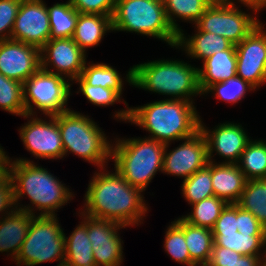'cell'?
<instances>
[{"label": "cell", "instance_id": "obj_1", "mask_svg": "<svg viewBox=\"0 0 266 266\" xmlns=\"http://www.w3.org/2000/svg\"><path fill=\"white\" fill-rule=\"evenodd\" d=\"M114 170L115 173L105 172V167H102L100 172H95L85 193V205L80 214L111 220L124 227L139 225L148 210L141 194L143 191L131 186Z\"/></svg>", "mask_w": 266, "mask_h": 266}, {"label": "cell", "instance_id": "obj_2", "mask_svg": "<svg viewBox=\"0 0 266 266\" xmlns=\"http://www.w3.org/2000/svg\"><path fill=\"white\" fill-rule=\"evenodd\" d=\"M194 102L185 100L165 99L154 101L134 108L115 113L116 119L136 124L151 133L148 138L170 143L175 140H185L200 131L201 118Z\"/></svg>", "mask_w": 266, "mask_h": 266}, {"label": "cell", "instance_id": "obj_3", "mask_svg": "<svg viewBox=\"0 0 266 266\" xmlns=\"http://www.w3.org/2000/svg\"><path fill=\"white\" fill-rule=\"evenodd\" d=\"M9 176L13 185L15 208L32 215L36 213L34 212L35 207L41 211L39 215L55 216L57 215L55 212L74 197V194L62 181L60 182L46 168L37 166L36 163L26 158H18L13 161L11 158ZM24 195L28 196L31 204L21 207L18 201Z\"/></svg>", "mask_w": 266, "mask_h": 266}, {"label": "cell", "instance_id": "obj_4", "mask_svg": "<svg viewBox=\"0 0 266 266\" xmlns=\"http://www.w3.org/2000/svg\"><path fill=\"white\" fill-rule=\"evenodd\" d=\"M198 69L184 61L159 59L134 65L126 74V80L139 89L193 102L192 96L203 95Z\"/></svg>", "mask_w": 266, "mask_h": 266}, {"label": "cell", "instance_id": "obj_5", "mask_svg": "<svg viewBox=\"0 0 266 266\" xmlns=\"http://www.w3.org/2000/svg\"><path fill=\"white\" fill-rule=\"evenodd\" d=\"M116 140L111 153L114 168L131 186L145 191L156 172H162L166 144L148 137Z\"/></svg>", "mask_w": 266, "mask_h": 266}, {"label": "cell", "instance_id": "obj_6", "mask_svg": "<svg viewBox=\"0 0 266 266\" xmlns=\"http://www.w3.org/2000/svg\"><path fill=\"white\" fill-rule=\"evenodd\" d=\"M211 231L213 246L225 247L241 255L266 257V229L237 203L225 206ZM261 248H265L263 253Z\"/></svg>", "mask_w": 266, "mask_h": 266}, {"label": "cell", "instance_id": "obj_7", "mask_svg": "<svg viewBox=\"0 0 266 266\" xmlns=\"http://www.w3.org/2000/svg\"><path fill=\"white\" fill-rule=\"evenodd\" d=\"M56 120L64 156L72 152L99 168L106 167V161L111 159L112 142L107 140L106 134L96 122L71 109L57 114Z\"/></svg>", "mask_w": 266, "mask_h": 266}, {"label": "cell", "instance_id": "obj_8", "mask_svg": "<svg viewBox=\"0 0 266 266\" xmlns=\"http://www.w3.org/2000/svg\"><path fill=\"white\" fill-rule=\"evenodd\" d=\"M112 29L152 36L173 48L178 41V34L167 21L163 0H117Z\"/></svg>", "mask_w": 266, "mask_h": 266}, {"label": "cell", "instance_id": "obj_9", "mask_svg": "<svg viewBox=\"0 0 266 266\" xmlns=\"http://www.w3.org/2000/svg\"><path fill=\"white\" fill-rule=\"evenodd\" d=\"M58 222L57 215H33L27 236L15 259L17 266L65 262V234Z\"/></svg>", "mask_w": 266, "mask_h": 266}, {"label": "cell", "instance_id": "obj_10", "mask_svg": "<svg viewBox=\"0 0 266 266\" xmlns=\"http://www.w3.org/2000/svg\"><path fill=\"white\" fill-rule=\"evenodd\" d=\"M66 79L42 68L30 76L23 83L26 114L36 115V108L43 112L45 117L69 110L66 105L71 94V84L70 80Z\"/></svg>", "mask_w": 266, "mask_h": 266}, {"label": "cell", "instance_id": "obj_11", "mask_svg": "<svg viewBox=\"0 0 266 266\" xmlns=\"http://www.w3.org/2000/svg\"><path fill=\"white\" fill-rule=\"evenodd\" d=\"M260 21L238 6H221L212 3L195 23L200 31L225 37L233 45L239 44Z\"/></svg>", "mask_w": 266, "mask_h": 266}, {"label": "cell", "instance_id": "obj_12", "mask_svg": "<svg viewBox=\"0 0 266 266\" xmlns=\"http://www.w3.org/2000/svg\"><path fill=\"white\" fill-rule=\"evenodd\" d=\"M237 76L255 89L266 82V30L260 22L235 45Z\"/></svg>", "mask_w": 266, "mask_h": 266}, {"label": "cell", "instance_id": "obj_13", "mask_svg": "<svg viewBox=\"0 0 266 266\" xmlns=\"http://www.w3.org/2000/svg\"><path fill=\"white\" fill-rule=\"evenodd\" d=\"M28 123L19 129L21 140L25 148L36 158L58 159L64 158L60 129L56 115L48 116L49 121L39 117L24 115Z\"/></svg>", "mask_w": 266, "mask_h": 266}, {"label": "cell", "instance_id": "obj_14", "mask_svg": "<svg viewBox=\"0 0 266 266\" xmlns=\"http://www.w3.org/2000/svg\"><path fill=\"white\" fill-rule=\"evenodd\" d=\"M40 59L43 70L61 75L70 81L81 75L87 62L86 53L72 38L49 39L40 48ZM50 66L54 67L55 72Z\"/></svg>", "mask_w": 266, "mask_h": 266}, {"label": "cell", "instance_id": "obj_15", "mask_svg": "<svg viewBox=\"0 0 266 266\" xmlns=\"http://www.w3.org/2000/svg\"><path fill=\"white\" fill-rule=\"evenodd\" d=\"M170 143L165 145L162 172L187 179L193 173L205 168L208 160V145L205 135L198 131L185 139L177 148L169 151Z\"/></svg>", "mask_w": 266, "mask_h": 266}, {"label": "cell", "instance_id": "obj_16", "mask_svg": "<svg viewBox=\"0 0 266 266\" xmlns=\"http://www.w3.org/2000/svg\"><path fill=\"white\" fill-rule=\"evenodd\" d=\"M11 39L39 49L51 39L49 13L43 0H22Z\"/></svg>", "mask_w": 266, "mask_h": 266}, {"label": "cell", "instance_id": "obj_17", "mask_svg": "<svg viewBox=\"0 0 266 266\" xmlns=\"http://www.w3.org/2000/svg\"><path fill=\"white\" fill-rule=\"evenodd\" d=\"M125 228L117 222L87 215V234L92 244L96 266H120L123 246L118 230Z\"/></svg>", "mask_w": 266, "mask_h": 266}, {"label": "cell", "instance_id": "obj_18", "mask_svg": "<svg viewBox=\"0 0 266 266\" xmlns=\"http://www.w3.org/2000/svg\"><path fill=\"white\" fill-rule=\"evenodd\" d=\"M41 68L40 49L21 41H0V73L24 83Z\"/></svg>", "mask_w": 266, "mask_h": 266}, {"label": "cell", "instance_id": "obj_19", "mask_svg": "<svg viewBox=\"0 0 266 266\" xmlns=\"http://www.w3.org/2000/svg\"><path fill=\"white\" fill-rule=\"evenodd\" d=\"M200 121V131L205 135L208 145V160L212 161L215 151L217 155L226 159L225 163L237 164L242 151L251 140L241 124L225 122L217 125L215 129H207Z\"/></svg>", "mask_w": 266, "mask_h": 266}, {"label": "cell", "instance_id": "obj_20", "mask_svg": "<svg viewBox=\"0 0 266 266\" xmlns=\"http://www.w3.org/2000/svg\"><path fill=\"white\" fill-rule=\"evenodd\" d=\"M246 178L238 164L211 161V182L214 196L228 204L238 203L245 187Z\"/></svg>", "mask_w": 266, "mask_h": 266}, {"label": "cell", "instance_id": "obj_21", "mask_svg": "<svg viewBox=\"0 0 266 266\" xmlns=\"http://www.w3.org/2000/svg\"><path fill=\"white\" fill-rule=\"evenodd\" d=\"M33 215L14 208L0 220V252H10L15 261L24 242Z\"/></svg>", "mask_w": 266, "mask_h": 266}, {"label": "cell", "instance_id": "obj_22", "mask_svg": "<svg viewBox=\"0 0 266 266\" xmlns=\"http://www.w3.org/2000/svg\"><path fill=\"white\" fill-rule=\"evenodd\" d=\"M236 65L237 55L235 45L207 57L203 61L202 69H198L201 92L203 93L213 83L224 82L236 76Z\"/></svg>", "mask_w": 266, "mask_h": 266}, {"label": "cell", "instance_id": "obj_23", "mask_svg": "<svg viewBox=\"0 0 266 266\" xmlns=\"http://www.w3.org/2000/svg\"><path fill=\"white\" fill-rule=\"evenodd\" d=\"M194 36L186 38L182 30L178 34L176 48H183L185 53L195 59H203V61L218 52L229 49L233 44L225 37L215 33L200 31L196 29Z\"/></svg>", "mask_w": 266, "mask_h": 266}, {"label": "cell", "instance_id": "obj_24", "mask_svg": "<svg viewBox=\"0 0 266 266\" xmlns=\"http://www.w3.org/2000/svg\"><path fill=\"white\" fill-rule=\"evenodd\" d=\"M109 31H113L112 17L78 13L72 39L86 53L88 48L98 46L106 32Z\"/></svg>", "mask_w": 266, "mask_h": 266}, {"label": "cell", "instance_id": "obj_25", "mask_svg": "<svg viewBox=\"0 0 266 266\" xmlns=\"http://www.w3.org/2000/svg\"><path fill=\"white\" fill-rule=\"evenodd\" d=\"M81 215V224L74 228L69 237L65 235V263L69 266H96L87 234V215Z\"/></svg>", "mask_w": 266, "mask_h": 266}, {"label": "cell", "instance_id": "obj_26", "mask_svg": "<svg viewBox=\"0 0 266 266\" xmlns=\"http://www.w3.org/2000/svg\"><path fill=\"white\" fill-rule=\"evenodd\" d=\"M183 232L190 260L196 266H206L210 260L214 237L211 229L194 226L183 219Z\"/></svg>", "mask_w": 266, "mask_h": 266}, {"label": "cell", "instance_id": "obj_27", "mask_svg": "<svg viewBox=\"0 0 266 266\" xmlns=\"http://www.w3.org/2000/svg\"><path fill=\"white\" fill-rule=\"evenodd\" d=\"M163 3L168 23L179 34L182 29L175 18L195 24L212 4V0H163Z\"/></svg>", "mask_w": 266, "mask_h": 266}, {"label": "cell", "instance_id": "obj_28", "mask_svg": "<svg viewBox=\"0 0 266 266\" xmlns=\"http://www.w3.org/2000/svg\"><path fill=\"white\" fill-rule=\"evenodd\" d=\"M237 164L246 180L266 179V141L251 139Z\"/></svg>", "mask_w": 266, "mask_h": 266}, {"label": "cell", "instance_id": "obj_29", "mask_svg": "<svg viewBox=\"0 0 266 266\" xmlns=\"http://www.w3.org/2000/svg\"><path fill=\"white\" fill-rule=\"evenodd\" d=\"M237 204L266 229V179L247 180Z\"/></svg>", "mask_w": 266, "mask_h": 266}, {"label": "cell", "instance_id": "obj_30", "mask_svg": "<svg viewBox=\"0 0 266 266\" xmlns=\"http://www.w3.org/2000/svg\"><path fill=\"white\" fill-rule=\"evenodd\" d=\"M51 28V39L72 38L78 12L72 6L71 1L66 3H56L52 7H47Z\"/></svg>", "mask_w": 266, "mask_h": 266}, {"label": "cell", "instance_id": "obj_31", "mask_svg": "<svg viewBox=\"0 0 266 266\" xmlns=\"http://www.w3.org/2000/svg\"><path fill=\"white\" fill-rule=\"evenodd\" d=\"M80 77L91 86L111 88L122 96L123 80L120 73L105 63L85 64Z\"/></svg>", "mask_w": 266, "mask_h": 266}, {"label": "cell", "instance_id": "obj_32", "mask_svg": "<svg viewBox=\"0 0 266 266\" xmlns=\"http://www.w3.org/2000/svg\"><path fill=\"white\" fill-rule=\"evenodd\" d=\"M227 204L223 199L211 196L192 204V212L182 218L194 226L212 229Z\"/></svg>", "mask_w": 266, "mask_h": 266}, {"label": "cell", "instance_id": "obj_33", "mask_svg": "<svg viewBox=\"0 0 266 266\" xmlns=\"http://www.w3.org/2000/svg\"><path fill=\"white\" fill-rule=\"evenodd\" d=\"M182 194L188 204H194L205 198L214 196L211 182V162L201 170L196 171L182 182Z\"/></svg>", "mask_w": 266, "mask_h": 266}, {"label": "cell", "instance_id": "obj_34", "mask_svg": "<svg viewBox=\"0 0 266 266\" xmlns=\"http://www.w3.org/2000/svg\"><path fill=\"white\" fill-rule=\"evenodd\" d=\"M164 248L171 258L186 266H196L191 260L183 232V218L171 222L165 233Z\"/></svg>", "mask_w": 266, "mask_h": 266}, {"label": "cell", "instance_id": "obj_35", "mask_svg": "<svg viewBox=\"0 0 266 266\" xmlns=\"http://www.w3.org/2000/svg\"><path fill=\"white\" fill-rule=\"evenodd\" d=\"M0 108L13 115L24 117L23 83L5 77L0 73Z\"/></svg>", "mask_w": 266, "mask_h": 266}, {"label": "cell", "instance_id": "obj_36", "mask_svg": "<svg viewBox=\"0 0 266 266\" xmlns=\"http://www.w3.org/2000/svg\"><path fill=\"white\" fill-rule=\"evenodd\" d=\"M252 90L255 91L252 85L236 75L224 82L213 83L203 94L212 92L216 95L215 98L234 104L243 99L247 91Z\"/></svg>", "mask_w": 266, "mask_h": 266}, {"label": "cell", "instance_id": "obj_37", "mask_svg": "<svg viewBox=\"0 0 266 266\" xmlns=\"http://www.w3.org/2000/svg\"><path fill=\"white\" fill-rule=\"evenodd\" d=\"M79 83V92L84 95L89 102L96 106L114 105L115 102H121V95L111 89L101 86H91L87 84L80 76L74 80Z\"/></svg>", "mask_w": 266, "mask_h": 266}, {"label": "cell", "instance_id": "obj_38", "mask_svg": "<svg viewBox=\"0 0 266 266\" xmlns=\"http://www.w3.org/2000/svg\"><path fill=\"white\" fill-rule=\"evenodd\" d=\"M21 2L22 0H0V41L11 39Z\"/></svg>", "mask_w": 266, "mask_h": 266}, {"label": "cell", "instance_id": "obj_39", "mask_svg": "<svg viewBox=\"0 0 266 266\" xmlns=\"http://www.w3.org/2000/svg\"><path fill=\"white\" fill-rule=\"evenodd\" d=\"M78 13L113 17L117 0H70Z\"/></svg>", "mask_w": 266, "mask_h": 266}, {"label": "cell", "instance_id": "obj_40", "mask_svg": "<svg viewBox=\"0 0 266 266\" xmlns=\"http://www.w3.org/2000/svg\"><path fill=\"white\" fill-rule=\"evenodd\" d=\"M242 255L225 247L213 246L211 257L206 266H230Z\"/></svg>", "mask_w": 266, "mask_h": 266}, {"label": "cell", "instance_id": "obj_41", "mask_svg": "<svg viewBox=\"0 0 266 266\" xmlns=\"http://www.w3.org/2000/svg\"><path fill=\"white\" fill-rule=\"evenodd\" d=\"M14 208L13 185L8 173L2 180H0V212H3V214L6 215ZM7 210L10 211L8 212Z\"/></svg>", "mask_w": 266, "mask_h": 266}, {"label": "cell", "instance_id": "obj_42", "mask_svg": "<svg viewBox=\"0 0 266 266\" xmlns=\"http://www.w3.org/2000/svg\"><path fill=\"white\" fill-rule=\"evenodd\" d=\"M234 0H212V3L221 5V6H235ZM241 4H244L248 9H252L255 13L263 9L255 0H237Z\"/></svg>", "mask_w": 266, "mask_h": 266}, {"label": "cell", "instance_id": "obj_43", "mask_svg": "<svg viewBox=\"0 0 266 266\" xmlns=\"http://www.w3.org/2000/svg\"><path fill=\"white\" fill-rule=\"evenodd\" d=\"M264 258L261 256L242 255L230 266H260Z\"/></svg>", "mask_w": 266, "mask_h": 266}, {"label": "cell", "instance_id": "obj_44", "mask_svg": "<svg viewBox=\"0 0 266 266\" xmlns=\"http://www.w3.org/2000/svg\"><path fill=\"white\" fill-rule=\"evenodd\" d=\"M10 160L5 151L0 154V180L9 173Z\"/></svg>", "mask_w": 266, "mask_h": 266}, {"label": "cell", "instance_id": "obj_45", "mask_svg": "<svg viewBox=\"0 0 266 266\" xmlns=\"http://www.w3.org/2000/svg\"><path fill=\"white\" fill-rule=\"evenodd\" d=\"M262 8L266 7V0H255Z\"/></svg>", "mask_w": 266, "mask_h": 266}, {"label": "cell", "instance_id": "obj_46", "mask_svg": "<svg viewBox=\"0 0 266 266\" xmlns=\"http://www.w3.org/2000/svg\"><path fill=\"white\" fill-rule=\"evenodd\" d=\"M260 266H266V257L263 259V261H262Z\"/></svg>", "mask_w": 266, "mask_h": 266}, {"label": "cell", "instance_id": "obj_47", "mask_svg": "<svg viewBox=\"0 0 266 266\" xmlns=\"http://www.w3.org/2000/svg\"><path fill=\"white\" fill-rule=\"evenodd\" d=\"M57 266H69V265H67L65 262H62V263H58Z\"/></svg>", "mask_w": 266, "mask_h": 266}, {"label": "cell", "instance_id": "obj_48", "mask_svg": "<svg viewBox=\"0 0 266 266\" xmlns=\"http://www.w3.org/2000/svg\"><path fill=\"white\" fill-rule=\"evenodd\" d=\"M2 146H0V154L3 152V147L1 148Z\"/></svg>", "mask_w": 266, "mask_h": 266}]
</instances>
